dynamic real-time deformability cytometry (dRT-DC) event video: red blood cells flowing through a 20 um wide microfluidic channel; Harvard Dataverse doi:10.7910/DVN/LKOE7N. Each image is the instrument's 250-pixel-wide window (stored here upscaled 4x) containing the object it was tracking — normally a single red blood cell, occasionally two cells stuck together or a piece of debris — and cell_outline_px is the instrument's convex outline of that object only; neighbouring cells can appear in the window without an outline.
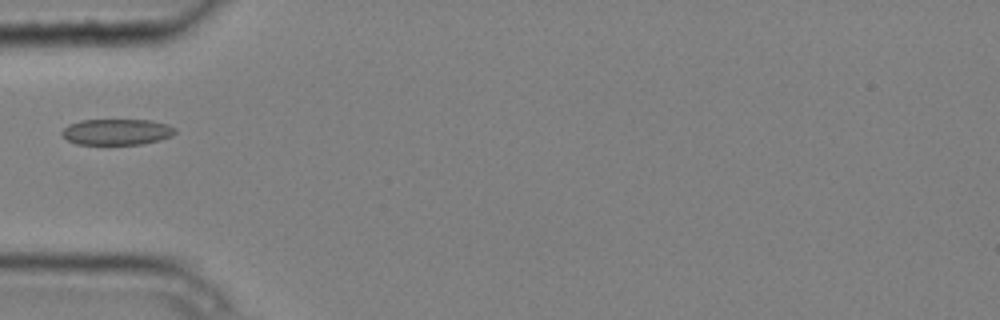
{"species": "common noctule bat (a hibernating species)", "species_latin": "Nyctalus noctula", "temperature_condition": "cold", "stored_images_in_passage": 6, "camera_frame_rate_fps": 3000, "um_per_image_px": 0.085, "animal": {"sex": "male", "body_mass_g": 20.4}, "frame": {"image": 1, "passage_image": 5, "time_ms": 1.333, "image_size_px": [1000, 320], "cell_outline_px": [[176, 132], [172, 136], [160, 140], [140, 144], [76, 144], [60, 136], [60, 132], [68, 124], [80, 120], [152, 120], [168, 124], [176, 128]], "centroid_in_image_um": [9.92, 11.2], "position_along_channel_um": 75.1, "area_um2": 17.34}}
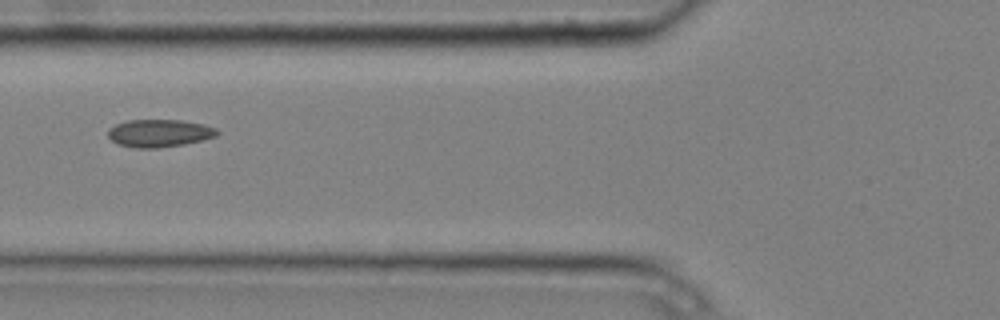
{"frame": {"image": 2, "passage_image": 6, "time_ms": 1.667, "image_size_px": [1000, 320], "cell_outline_px": [[220, 132], [216, 136], [204, 140], [184, 144], [156, 148], [136, 148], [116, 144], [108, 136], [108, 128], [116, 124], [128, 120], [180, 120], [204, 124], [216, 128]], "centroid_in_image_um": [13.54, 11.32], "position_along_channel_um": 112.3, "area_um2": 17.69}}